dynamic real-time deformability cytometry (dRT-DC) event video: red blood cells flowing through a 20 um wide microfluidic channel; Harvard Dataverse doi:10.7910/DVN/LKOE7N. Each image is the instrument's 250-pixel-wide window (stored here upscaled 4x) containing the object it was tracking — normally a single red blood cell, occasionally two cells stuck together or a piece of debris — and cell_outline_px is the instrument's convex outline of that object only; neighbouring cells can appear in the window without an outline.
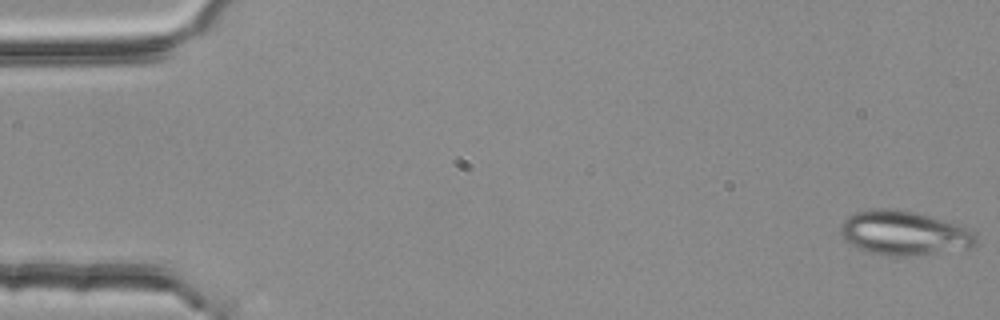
{"species": "common noctule bat (a hibernating species)", "species_latin": "Nyctalus noctula", "temperature_condition": "room temperature", "stored_images_in_passage": 16, "camera_frame_rate_fps": 3000, "um_per_image_px": 0.085, "animal": {"sex": "female", "body_mass_g": 25.1}, "frame": {"image": 1, "passage_image": 1, "time_ms": 0.0, "image_size_px": [1000, 320], "cell_outline_px": [[976, 244], [968, 248], [924, 256], [884, 256], [860, 248], [852, 244], [840, 232], [840, 224], [848, 216], [856, 212], [876, 208], [884, 208], [912, 212], [944, 220], [956, 224], [972, 232], [976, 236]], "centroid_in_image_um": [76.85, 19.83], "position_along_channel_um": 8.1, "area_um2": 34.62}}